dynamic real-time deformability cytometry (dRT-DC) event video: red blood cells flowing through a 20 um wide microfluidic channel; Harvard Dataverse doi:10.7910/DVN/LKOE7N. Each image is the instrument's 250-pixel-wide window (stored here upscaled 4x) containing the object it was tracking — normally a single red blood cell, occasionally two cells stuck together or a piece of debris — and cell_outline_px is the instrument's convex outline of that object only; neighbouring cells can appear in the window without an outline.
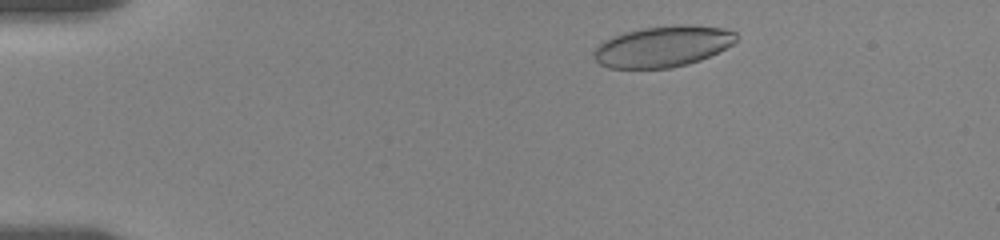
{"species": "human", "species_latin": "Homo sapiens", "temperature_condition": "room temperature", "stored_images_in_passage": 21, "camera_frame_rate_fps": 3000, "um_per_image_px": 0.085, "donor": {"sex": "female"}, "frame": {"image": 1, "passage_image": 8, "time_ms": 1.333, "image_size_px": [1000, 240], "cell_outline_px": [[736, 40], [732, 44], [700, 60], [688, 64], [672, 68], [608, 68], [600, 64], [592, 56], [592, 52], [604, 40], [612, 36], [624, 32], [644, 28], [680, 24], [684, 24], [724, 28], [736, 32]], "centroid_in_image_um": [56.3, 3.95], "position_along_channel_um": 28.7, "area_um2": 33.93}}